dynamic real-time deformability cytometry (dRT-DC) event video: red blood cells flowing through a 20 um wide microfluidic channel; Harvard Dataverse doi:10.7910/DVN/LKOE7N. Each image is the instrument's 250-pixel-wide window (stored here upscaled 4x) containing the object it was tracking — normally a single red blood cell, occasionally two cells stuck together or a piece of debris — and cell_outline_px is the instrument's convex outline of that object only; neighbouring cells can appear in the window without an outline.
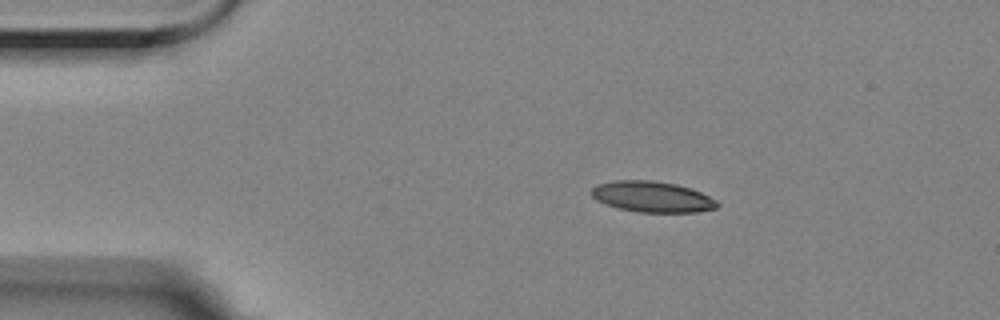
{"species": "Egyptian fruit bat (a non-hibernating species)", "species_latin": "Rousettus aegyptiacus", "temperature_condition": "room temperature", "stored_images_in_passage": 3, "camera_frame_rate_fps": 3000, "um_per_image_px": 0.085, "animal": {"sex": "female"}, "frame": {"image": 1, "passage_image": 2, "time_ms": 0.333, "image_size_px": [1000, 320], "cell_outline_px": [[720, 204], [716, 208], [696, 212], [640, 212], [620, 208], [596, 200], [588, 192], [596, 184], [612, 180], [652, 180], [676, 184], [700, 192], [716, 200]], "centroid_in_image_um": [55.4, 16.71], "position_along_channel_um": 29.6, "area_um2": 22.54}}